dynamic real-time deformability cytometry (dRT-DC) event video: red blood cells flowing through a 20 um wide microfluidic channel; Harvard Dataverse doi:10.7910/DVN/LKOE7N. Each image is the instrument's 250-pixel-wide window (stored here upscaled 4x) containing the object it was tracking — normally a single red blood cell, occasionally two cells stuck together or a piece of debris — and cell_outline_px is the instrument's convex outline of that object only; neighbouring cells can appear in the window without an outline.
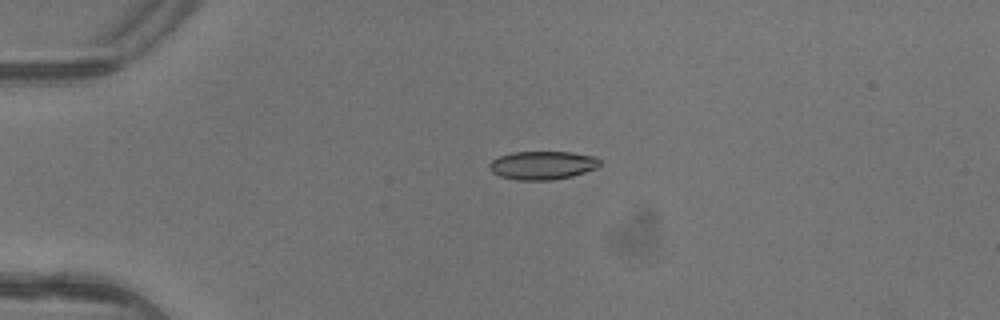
{"species": "common noctule bat (a hibernating species)", "species_latin": "Nyctalus noctula", "temperature_condition": "warm", "stored_images_in_passage": 1, "camera_frame_rate_fps": 3000, "um_per_image_px": 0.085, "animal": {"sex": "female"}, "frame": {"image": 1, "passage_image": 1, "time_ms": 0.0, "image_size_px": [1000, 320], "cell_outline_px": [[600, 164], [596, 168], [572, 176], [552, 180], [516, 180], [500, 176], [492, 172], [488, 168], [488, 164], [492, 160], [500, 156], [512, 152], [572, 152], [596, 156], [600, 160]], "centroid_in_image_um": [46.1, 14.04], "position_along_channel_um": 38.9, "area_um2": 18.38}}